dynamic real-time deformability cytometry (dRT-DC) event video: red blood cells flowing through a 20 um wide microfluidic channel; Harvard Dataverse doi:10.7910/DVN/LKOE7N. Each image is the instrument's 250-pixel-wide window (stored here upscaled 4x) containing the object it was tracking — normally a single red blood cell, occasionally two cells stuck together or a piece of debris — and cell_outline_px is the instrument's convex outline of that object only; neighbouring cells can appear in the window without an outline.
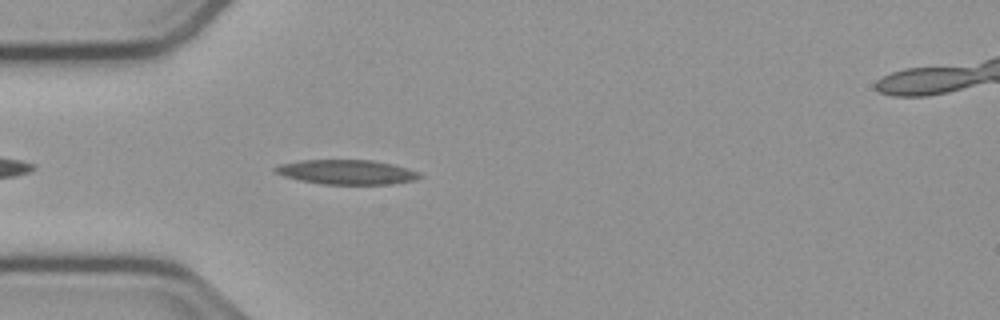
{"species": "common noctule bat (a hibernating species)", "species_latin": "Nyctalus noctula", "temperature_condition": "cold", "stored_images_in_passage": 26, "camera_frame_rate_fps": 3000, "um_per_image_px": 0.085, "animal": {"sex": "male", "body_mass_g": 23.1, "forearm_length_mm": 52.7}, "frame": {"image": 1, "passage_image": 3, "time_ms": 0.667, "image_size_px": [1000, 320], "cell_outline_px": [[424, 176], [416, 180], [392, 184], [320, 184], [300, 180], [284, 176], [276, 172], [272, 168], [280, 164], [304, 160], [372, 160], [392, 164], [408, 168], [420, 172]], "centroid_in_image_um": [29.52, 14.63], "position_along_channel_um": 55.5, "area_um2": 20.75}}
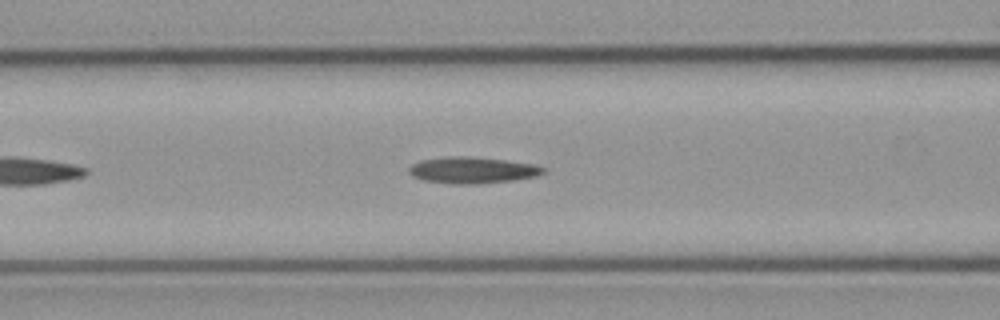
{"frame": {"image": 2, "passage_image": 9, "time_ms": 2.667, "image_size_px": [1000, 320], "cell_outline_px": [[548, 172], [536, 176], [516, 180], [480, 184], [452, 184], [424, 180], [412, 176], [408, 172], [408, 168], [412, 164], [420, 160], [444, 156], [472, 156], [536, 164], [548, 168]], "centroid_in_image_um": [40.2, 14.46], "position_along_channel_um": 126.4, "area_um2": 21.15}}
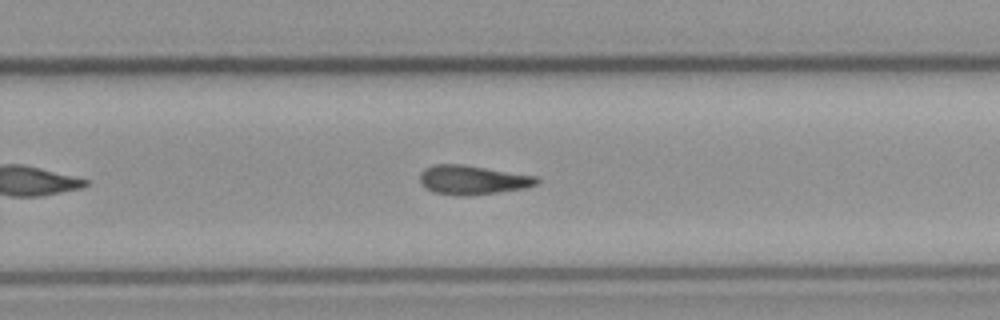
{"frame": {"image": 3, "passage_image": 22, "time_ms": 7.0, "image_size_px": [1000, 320], "cell_outline_px": [[540, 184], [528, 188], [468, 196], [456, 196], [432, 192], [420, 180], [420, 172], [424, 168], [436, 164], [464, 164], [536, 176], [540, 180]], "centroid_in_image_um": [40.21, 15.3], "position_along_channel_um": 289.6, "area_um2": 20.06}}